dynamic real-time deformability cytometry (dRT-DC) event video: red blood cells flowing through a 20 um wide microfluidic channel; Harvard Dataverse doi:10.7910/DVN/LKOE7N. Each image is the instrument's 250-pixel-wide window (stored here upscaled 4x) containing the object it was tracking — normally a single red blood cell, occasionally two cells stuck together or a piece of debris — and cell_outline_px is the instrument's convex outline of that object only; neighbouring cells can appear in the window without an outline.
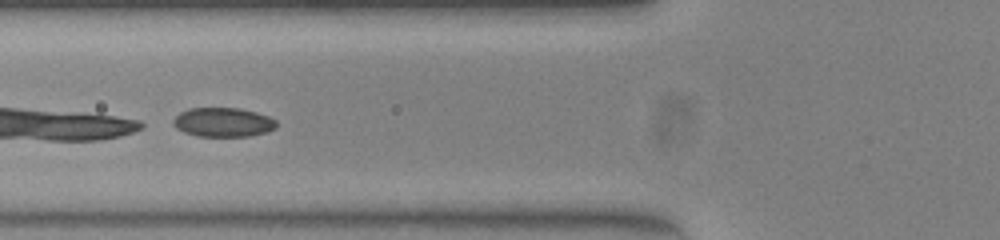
{"species": "common noctule bat (a hibernating species)", "species_latin": "Nyctalus noctula", "temperature_condition": "warm", "stored_images_in_passage": 13, "camera_frame_rate_fps": 3000, "um_per_image_px": 0.085, "animal": {"sex": "female", "body_mass_g": 23.0, "forearm_length_mm": 53.4}, "frame": {"image": 1, "passage_image": 8, "time_ms": 2.333, "image_size_px": [1000, 240], "cell_outline_px": [[276, 128], [264, 132], [248, 136], [196, 136], [184, 132], [176, 128], [172, 124], [172, 120], [180, 112], [188, 108], [240, 108], [256, 112], [268, 116], [276, 120]], "centroid_in_image_um": [18.93, 10.38], "position_along_channel_um": 106.9, "area_um2": 17.57}}
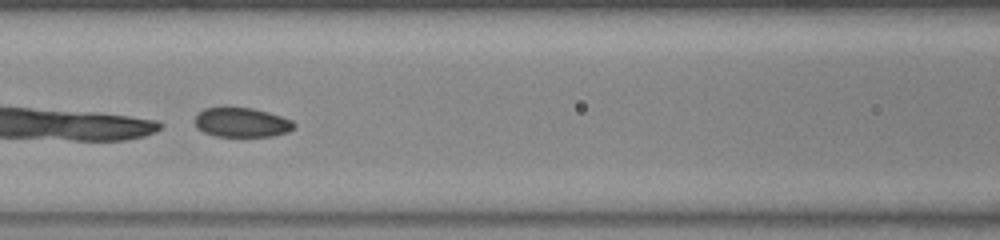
{"frame": {"image": 2, "passage_image": 11, "time_ms": 3.333, "image_size_px": [1000, 240], "cell_outline_px": [[296, 124], [288, 132], [272, 136], [216, 136], [204, 132], [196, 128], [196, 116], [204, 108], [252, 108], [268, 112], [292, 120]], "centroid_in_image_um": [20.56, 10.41], "position_along_channel_um": 146.0, "area_um2": 16.76}}